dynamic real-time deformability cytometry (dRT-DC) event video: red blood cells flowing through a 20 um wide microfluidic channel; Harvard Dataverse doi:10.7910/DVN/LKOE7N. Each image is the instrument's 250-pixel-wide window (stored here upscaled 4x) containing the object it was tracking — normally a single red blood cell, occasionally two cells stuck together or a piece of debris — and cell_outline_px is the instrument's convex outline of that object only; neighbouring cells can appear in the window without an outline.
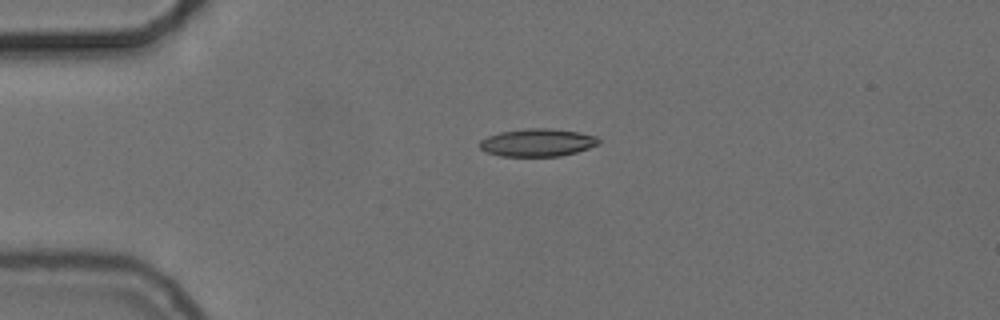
{"species": "common noctule bat (a hibernating species)", "species_latin": "Nyctalus noctula", "temperature_condition": "cold", "stored_images_in_passage": 43, "camera_frame_rate_fps": 3000, "um_per_image_px": 0.085, "animal": {"sex": "female", "body_mass_g": 24.6, "forearm_length_mm": 56.2}, "frame": {"image": 1, "passage_image": 1, "time_ms": 0.0, "image_size_px": [1000, 320], "cell_outline_px": [[600, 144], [576, 152], [560, 156], [500, 156], [484, 152], [480, 148], [480, 140], [488, 136], [500, 132], [528, 128], [548, 128], [580, 132], [596, 136], [600, 140]], "centroid_in_image_um": [45.68, 12.12], "position_along_channel_um": 39.3, "area_um2": 19.31}}
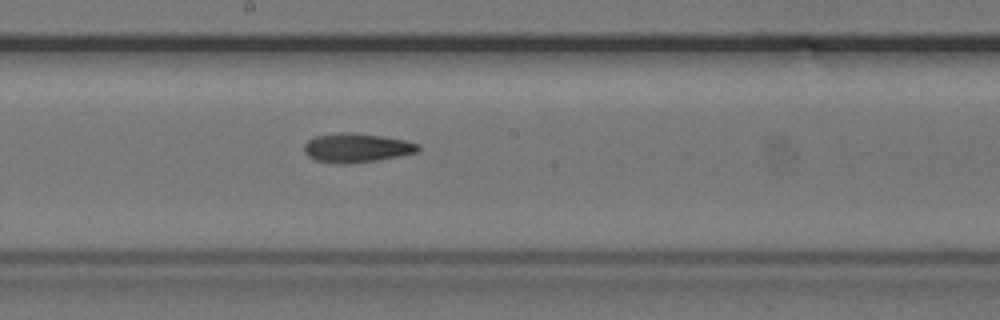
{"frame": {"image": 2, "passage_image": 18, "time_ms": 5.667, "image_size_px": [1000, 320], "cell_outline_px": [[420, 148], [416, 152], [376, 160], [344, 164], [336, 164], [316, 160], [308, 156], [304, 152], [304, 144], [308, 140], [316, 136], [340, 132], [348, 132], [380, 136], [404, 140], [420, 144]], "centroid_in_image_um": [30.27, 12.56], "position_along_channel_um": 217.9, "area_um2": 19.07}}
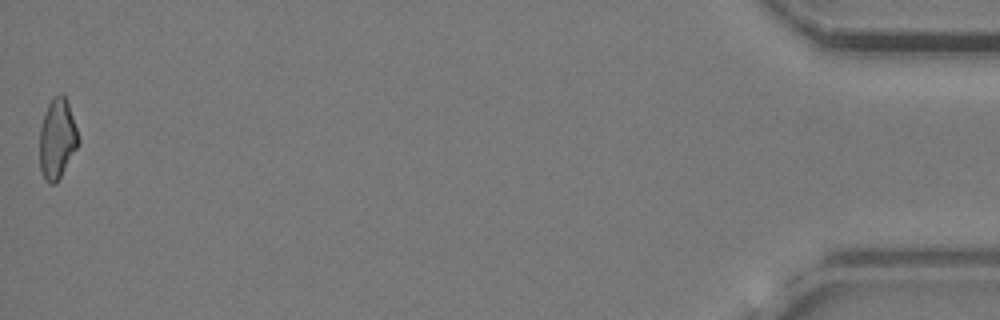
{"frame": {"image": 3, "passage_image": 43, "time_ms": 14.0, "image_size_px": [1000, 320], "cell_outline_px": [[80, 144], [56, 184], [48, 184], [44, 180], [40, 168], [40, 128], [48, 104], [52, 96], [60, 92], [68, 100], [80, 140]], "centroid_in_image_um": [4.88, 11.8], "position_along_channel_um": 430.3, "area_um2": 18.38}, "authors_computed_cell_mechanics": {"area_um2": 18.6694, "velocity_mm_per_s": 3.7223, "shape_relaxation_time_tau1_ms": 8.7887, "shape_relaxation_time_tau2_ms": 5.2858, "deformation_change_tau1": 0.2225, "deformation_change_tau2": 0.159}}